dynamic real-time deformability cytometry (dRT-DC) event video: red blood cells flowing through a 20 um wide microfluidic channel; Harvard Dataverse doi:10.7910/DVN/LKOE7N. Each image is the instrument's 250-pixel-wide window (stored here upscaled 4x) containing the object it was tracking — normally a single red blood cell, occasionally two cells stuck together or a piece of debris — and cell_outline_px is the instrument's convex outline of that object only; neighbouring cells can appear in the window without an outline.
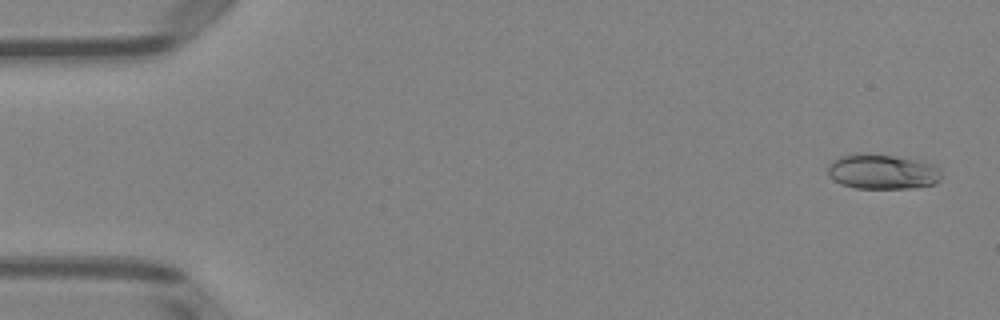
{"species": "Egyptian fruit bat (a non-hibernating species)", "species_latin": "Rousettus aegyptiacus", "temperature_condition": "room temperature", "stored_images_in_passage": 7, "camera_frame_rate_fps": 3000, "um_per_image_px": 0.085, "animal": {"sex": "female"}, "frame": {"image": 1, "passage_image": 1, "time_ms": 0.0, "image_size_px": [1000, 320], "cell_outline_px": [[940, 180], [936, 184], [912, 188], [856, 188], [840, 184], [832, 180], [828, 176], [828, 164], [836, 156], [856, 152], [872, 152], [924, 160], [932, 164], [940, 172]], "centroid_in_image_um": [74.95, 14.56], "position_along_channel_um": 10.1, "area_um2": 23.99}}
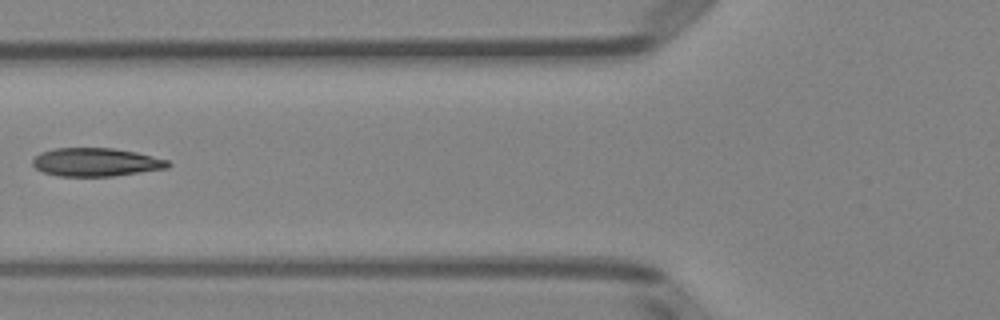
{"frame": {"image": 2, "passage_image": 6, "time_ms": 6.0, "image_size_px": [1000, 320], "cell_outline_px": [[172, 164], [168, 168], [112, 176], [60, 176], [44, 172], [36, 168], [32, 164], [32, 160], [40, 152], [56, 148], [112, 148], [136, 152], [168, 160]], "centroid_in_image_um": [8.16, 13.78], "position_along_channel_um": 117.6, "area_um2": 22.25}}
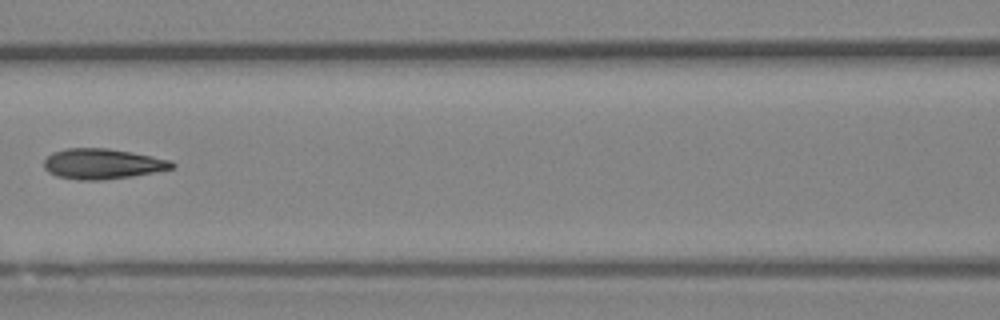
{"frame": {"image": 3, "passage_image": 7, "time_ms": 7.0, "image_size_px": [1000, 320], "cell_outline_px": [[176, 168], [132, 176], [100, 180], [80, 180], [56, 176], [48, 172], [44, 168], [44, 160], [52, 152], [68, 148], [108, 148], [132, 152], [172, 160], [176, 164]], "centroid_in_image_um": [8.73, 13.92], "position_along_channel_um": 157.9, "area_um2": 22.77}}